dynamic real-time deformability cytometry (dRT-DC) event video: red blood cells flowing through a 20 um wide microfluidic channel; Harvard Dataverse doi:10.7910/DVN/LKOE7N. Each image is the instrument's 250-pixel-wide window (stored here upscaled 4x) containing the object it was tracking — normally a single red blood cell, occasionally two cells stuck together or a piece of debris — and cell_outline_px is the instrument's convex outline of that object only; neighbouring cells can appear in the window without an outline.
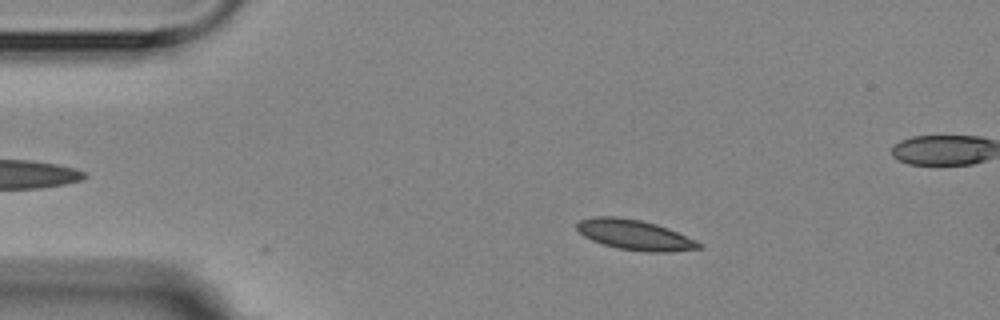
{"species": "Egyptian fruit bat (a non-hibernating species)", "species_latin": "Rousettus aegyptiacus", "temperature_condition": "room temperature", "stored_images_in_passage": 9, "camera_frame_rate_fps": 3000, "um_per_image_px": 0.085, "animal": {"sex": "female"}, "frame": {"image": 1, "passage_image": 2, "time_ms": 2.0, "image_size_px": [1000, 320], "cell_outline_px": [[704, 248], [668, 252], [644, 252], [620, 248], [604, 244], [592, 240], [584, 236], [576, 228], [576, 224], [580, 220], [596, 216], [616, 216], [640, 220], [656, 224], [668, 228], [696, 240], [704, 244]], "centroid_in_image_um": [53.99, 19.96], "position_along_channel_um": 31.0, "area_um2": 21.44}}
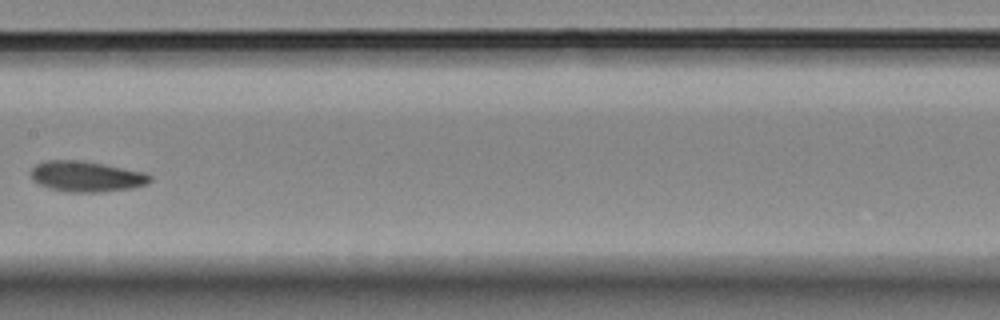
{"frame": {"image": 2, "passage_image": 7, "time_ms": 8.0, "image_size_px": [1000, 320], "cell_outline_px": [[152, 180], [148, 184], [132, 188], [100, 192], [68, 192], [48, 188], [32, 180], [28, 172], [36, 164], [44, 160], [80, 160], [104, 164], [148, 172], [152, 176]], "centroid_in_image_um": [7.35, 14.99], "position_along_channel_um": 200.0, "area_um2": 21.68}}
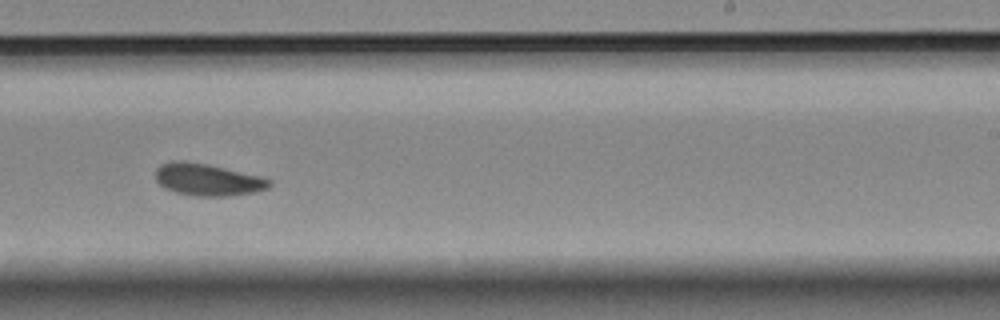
{"frame": {"image": 3, "passage_image": 9, "time_ms": 10.0, "image_size_px": [1000, 320], "cell_outline_px": [[272, 184], [268, 188], [256, 192], [228, 196], [196, 196], [176, 192], [164, 188], [156, 180], [156, 168], [160, 164], [172, 160], [180, 160], [208, 164], [260, 176], [272, 180]], "centroid_in_image_um": [17.65, 15.26], "position_along_channel_um": 271.4, "area_um2": 21.39}}